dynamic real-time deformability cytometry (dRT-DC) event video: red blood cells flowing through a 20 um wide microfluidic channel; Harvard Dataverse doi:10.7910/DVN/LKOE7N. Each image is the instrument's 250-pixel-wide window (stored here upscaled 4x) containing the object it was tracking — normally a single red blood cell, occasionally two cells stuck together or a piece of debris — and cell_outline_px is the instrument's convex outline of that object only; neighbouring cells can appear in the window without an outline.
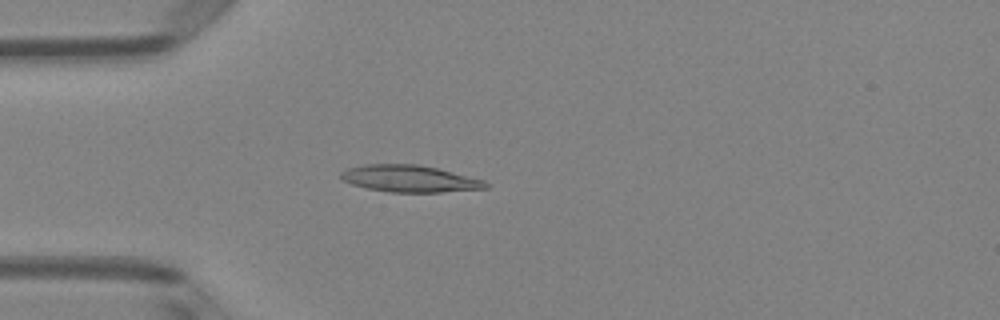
{"species": "Egyptian fruit bat (a non-hibernating species)", "species_latin": "Rousettus aegyptiacus", "temperature_condition": "room temperature", "stored_images_in_passage": 50, "camera_frame_rate_fps": 3000, "um_per_image_px": 0.085, "animal": {"sex": "female"}, "frame": {"image": 1, "passage_image": 14, "time_ms": 4.333, "image_size_px": [1000, 320], "cell_outline_px": [[488, 188], [440, 192], [388, 192], [368, 188], [352, 184], [344, 180], [340, 176], [340, 172], [348, 168], [364, 164], [420, 164], [484, 180], [488, 184]], "centroid_in_image_um": [34.8, 15.18], "position_along_channel_um": 50.2, "area_um2": 22.48}}
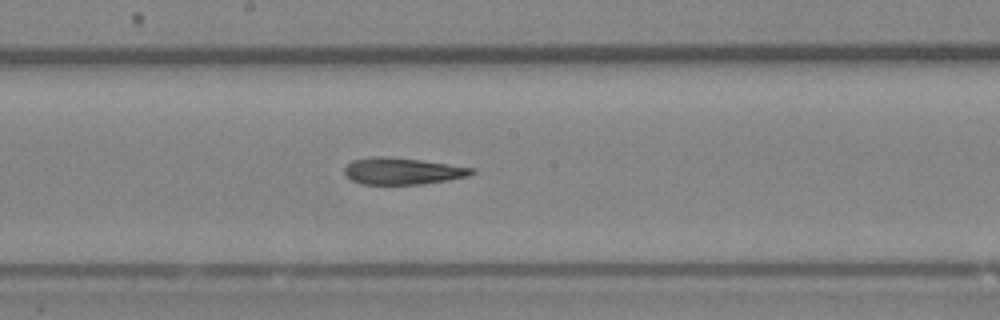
{"frame": {"image": 2, "passage_image": 27, "time_ms": 8.667, "image_size_px": [1000, 320], "cell_outline_px": [[476, 172], [468, 176], [448, 180], [424, 184], [360, 184], [352, 180], [344, 172], [344, 168], [352, 160], [372, 156], [388, 156], [420, 160], [476, 168]], "centroid_in_image_um": [34.22, 14.54], "position_along_channel_um": 214.0, "area_um2": 19.88}}
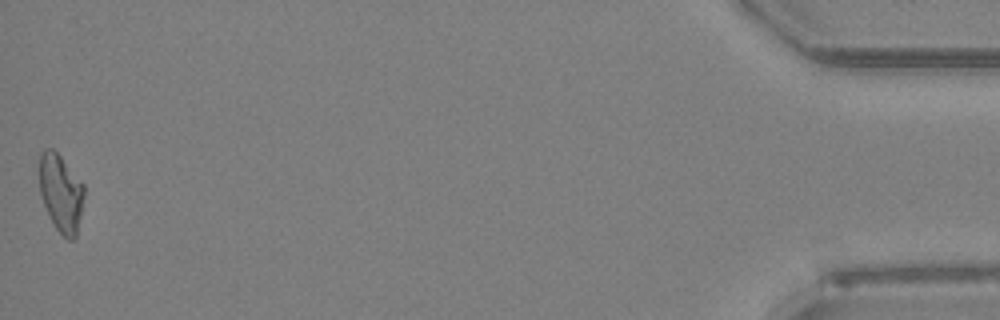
{"frame": {"image": 3, "passage_image": 50, "time_ms": 16.333, "image_size_px": [1000, 320], "cell_outline_px": [[84, 196], [76, 236], [72, 240], [68, 240], [56, 228], [40, 196], [40, 156], [44, 148], [52, 148], [60, 156], [84, 184]], "centroid_in_image_um": [5.18, 16.39], "position_along_channel_um": 430.0, "area_um2": 19.88}, "authors_computed_cell_mechanics": {"area_um2": 20.808, "velocity_mm_per_s": 4.063, "shape_relaxation_time_tau1_ms": 6.5908, "shape_relaxation_time_tau2_ms": 2.5805, "deformation_change_tau1": 0.2066, "deformation_change_tau2": 0.1312}}